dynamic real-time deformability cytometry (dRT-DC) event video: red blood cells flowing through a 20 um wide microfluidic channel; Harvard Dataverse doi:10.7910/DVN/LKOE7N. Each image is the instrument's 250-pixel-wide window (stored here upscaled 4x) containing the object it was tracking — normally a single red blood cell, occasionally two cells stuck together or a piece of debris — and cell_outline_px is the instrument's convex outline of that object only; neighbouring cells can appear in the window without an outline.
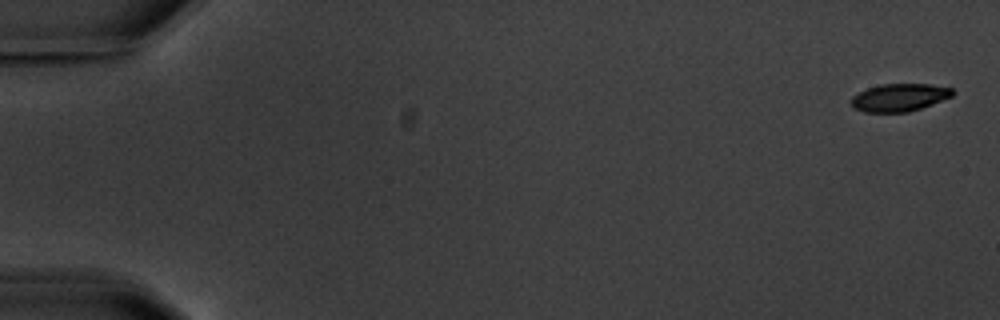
{"species": "common noctule bat (a hibernating species)", "species_latin": "Nyctalus noctula", "temperature_condition": "warm", "stored_images_in_passage": 5, "segment_of_instrument_passage": [2, 2], "camera_frame_rate_fps": 3000, "um_per_image_px": 0.085, "animal": {"sex": "male", "body_mass_g": 20.1, "forearm_length_mm": 53.5}, "frame": {"image": 1, "passage_image": 5, "time_ms": 6.667, "image_size_px": [1000, 320], "cell_outline_px": [[956, 92], [952, 96], [932, 104], [908, 112], [864, 112], [852, 108], [848, 100], [852, 96], [868, 88], [880, 84], [928, 84], [952, 88]], "centroid_in_image_um": [76.41, 8.29], "position_along_channel_um": 8.6, "area_um2": 16.47}}